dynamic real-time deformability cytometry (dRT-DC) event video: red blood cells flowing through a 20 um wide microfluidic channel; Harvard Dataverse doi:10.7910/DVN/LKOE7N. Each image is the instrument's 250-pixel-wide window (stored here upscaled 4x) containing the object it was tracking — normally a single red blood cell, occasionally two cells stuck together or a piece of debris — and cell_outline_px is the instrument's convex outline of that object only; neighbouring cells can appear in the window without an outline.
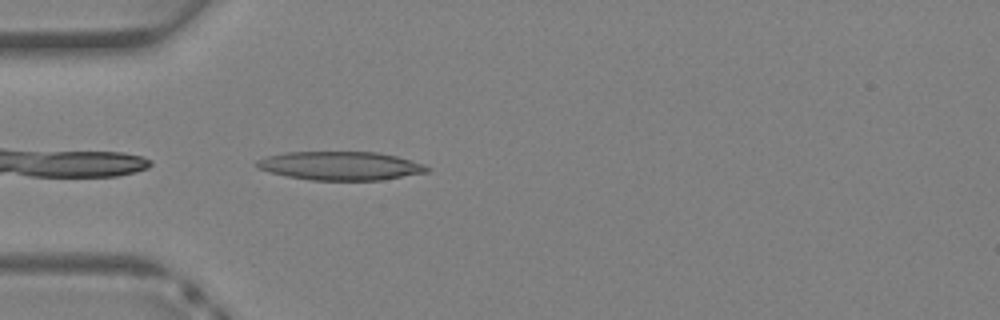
{"species": "Egyptian fruit bat (a non-hibernating species)", "species_latin": "Rousettus aegyptiacus", "temperature_condition": "warm", "stored_images_in_passage": 17, "camera_frame_rate_fps": 3000, "um_per_image_px": 0.085, "animal": {"sex": "female"}, "frame": {"image": 1, "passage_image": 1, "time_ms": 0.0, "image_size_px": [1000, 320], "cell_outline_px": [[432, 168], [428, 172], [380, 180], [312, 180], [288, 176], [272, 172], [260, 168], [252, 164], [256, 160], [268, 156], [288, 152], [376, 152], [396, 156], [424, 164]], "centroid_in_image_um": [28.96, 14.09], "position_along_channel_um": 56.0, "area_um2": 28.21}}
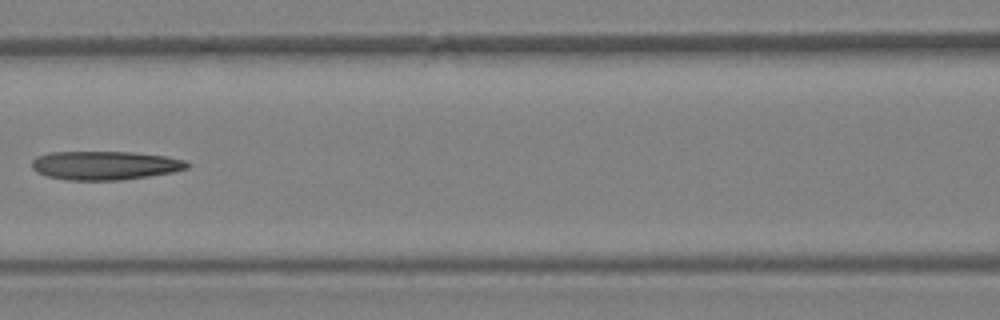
{"frame": {"image": 2, "passage_image": 7, "time_ms": 2.0, "image_size_px": [1000, 320], "cell_outline_px": [[192, 164], [188, 168], [172, 172], [148, 176], [120, 180], [68, 180], [48, 176], [36, 172], [32, 168], [32, 160], [36, 156], [48, 152], [136, 152], [168, 156], [184, 160]], "centroid_in_image_um": [8.93, 14.05], "position_along_channel_um": 157.7, "area_um2": 26.18}}
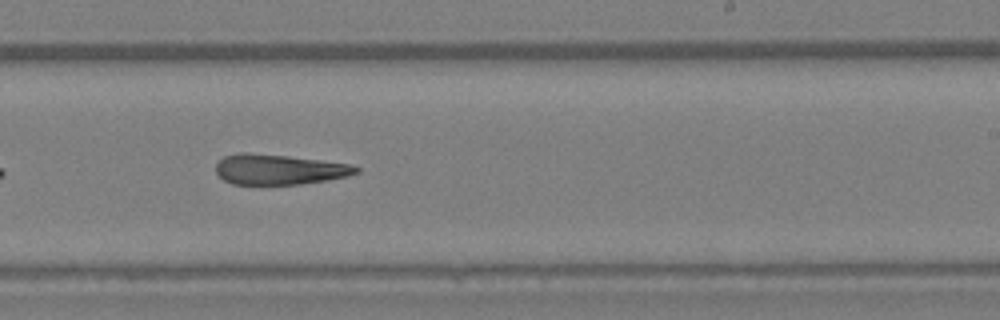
{"frame": {"image": 3, "passage_image": 13, "time_ms": 4.0, "image_size_px": [1000, 320], "cell_outline_px": [[360, 172], [348, 176], [300, 184], [232, 184], [224, 180], [216, 172], [216, 164], [224, 156], [240, 152], [244, 152], [288, 156], [348, 164], [360, 168]], "centroid_in_image_um": [23.69, 14.4], "position_along_channel_um": 265.3, "area_um2": 24.45}}